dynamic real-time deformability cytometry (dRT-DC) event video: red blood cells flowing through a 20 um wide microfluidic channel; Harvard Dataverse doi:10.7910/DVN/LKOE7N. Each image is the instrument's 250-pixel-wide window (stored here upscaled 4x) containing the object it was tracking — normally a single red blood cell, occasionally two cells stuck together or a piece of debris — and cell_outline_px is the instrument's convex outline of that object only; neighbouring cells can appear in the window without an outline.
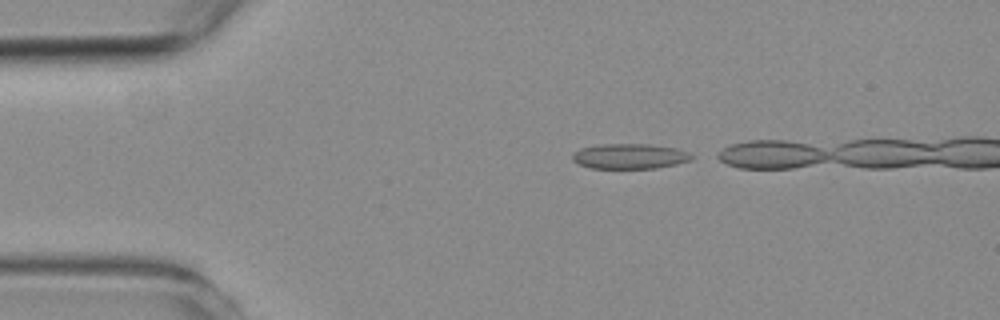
{"species": "common noctule bat (a hibernating species)", "species_latin": "Nyctalus noctula", "temperature_condition": "room temperature", "stored_images_in_passage": 35, "camera_frame_rate_fps": 3000, "um_per_image_px": 0.085, "animal": {"sex": "female", "body_mass_g": 19.3, "forearm_length_mm": 54.1}, "frame": {"image": 1, "passage_image": 2, "time_ms": 0.333, "image_size_px": [1000, 320], "cell_outline_px": [[696, 156], [692, 160], [676, 164], [656, 168], [592, 168], [580, 164], [572, 160], [572, 152], [580, 148], [604, 144], [648, 144], [676, 148], [688, 152]], "centroid_in_image_um": [53.55, 13.28], "position_along_channel_um": 31.4, "area_um2": 17.51}}
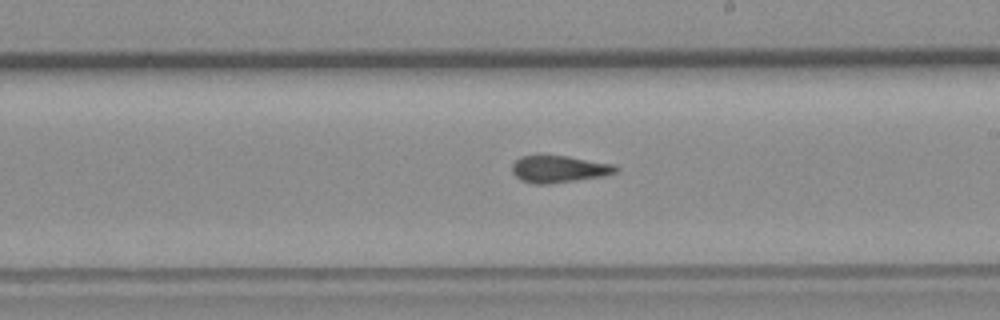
{"frame": {"image": 2, "passage_image": 23, "time_ms": 7.333, "image_size_px": [1000, 320], "cell_outline_px": [[620, 168], [616, 172], [604, 176], [548, 184], [532, 184], [520, 180], [512, 172], [512, 164], [520, 156], [568, 156], [616, 164]], "centroid_in_image_um": [47.54, 14.37], "position_along_channel_um": 241.5, "area_um2": 16.42}}
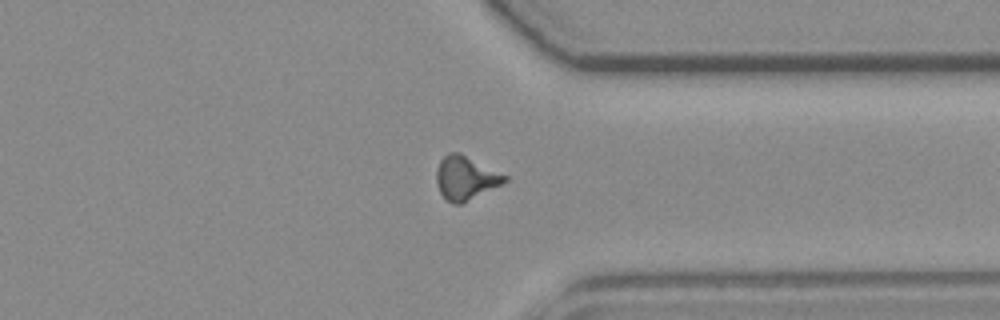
{"frame": {"image": 3, "passage_image": 34, "time_ms": 11.0, "image_size_px": [1000, 320], "cell_outline_px": [[508, 180], [460, 204], [452, 204], [440, 192], [436, 184], [436, 168], [440, 160], [448, 152], [460, 152], [508, 176]], "centroid_in_image_um": [39.54, 15.09], "position_along_channel_um": 371.9, "area_um2": 17.17}}